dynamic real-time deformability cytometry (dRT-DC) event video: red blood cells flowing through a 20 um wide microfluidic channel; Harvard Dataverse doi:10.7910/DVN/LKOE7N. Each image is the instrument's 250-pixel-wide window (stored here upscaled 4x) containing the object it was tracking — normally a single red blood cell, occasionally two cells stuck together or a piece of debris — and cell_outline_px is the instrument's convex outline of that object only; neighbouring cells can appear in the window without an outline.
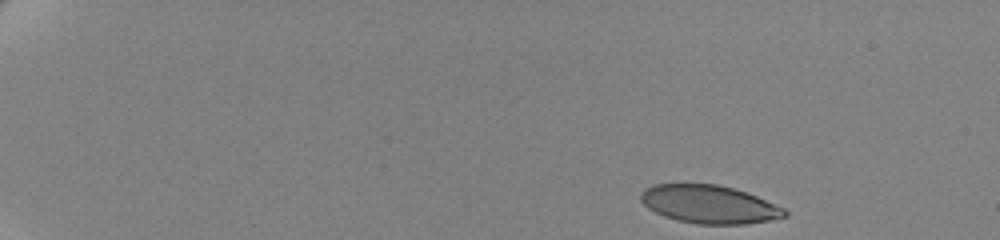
{"species": "human", "species_latin": "Homo sapiens", "temperature_condition": "cold", "stored_images_in_passage": 53, "camera_frame_rate_fps": 3000, "um_per_image_px": 0.085, "donor": {"sex": "female"}, "frame": {"image": 1, "passage_image": 1, "time_ms": 0.0, "image_size_px": [1000, 240], "cell_outline_px": [[788, 216], [772, 220], [744, 224], [700, 224], [676, 220], [664, 216], [648, 208], [640, 200], [640, 192], [644, 188], [656, 184], [716, 184], [732, 188], [756, 196], [784, 208], [788, 212]], "centroid_in_image_um": [60.27, 17.37], "position_along_channel_um": 24.7, "area_um2": 31.91}}
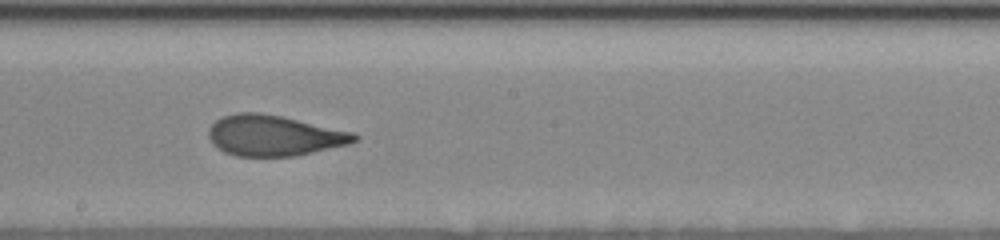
{"frame": {"image": 2, "passage_image": 30, "time_ms": 9.667, "image_size_px": [1000, 240], "cell_outline_px": [[360, 140], [348, 144], [296, 156], [236, 156], [224, 152], [216, 148], [208, 136], [208, 128], [216, 120], [224, 116], [236, 112], [260, 112], [280, 116], [356, 132], [360, 136]], "centroid_in_image_um": [23.31, 11.52], "position_along_channel_um": 224.9, "area_um2": 34.8}}
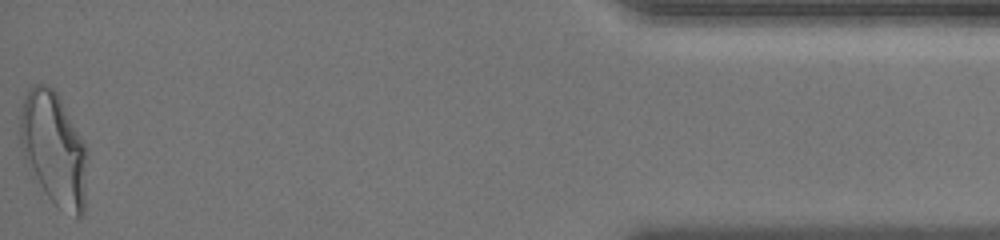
{"frame": {"image": 3, "passage_image": 53, "time_ms": 17.333, "image_size_px": [1000, 240], "cell_outline_px": [[88, 156], [84, 212], [76, 220], [56, 208], [32, 180], [24, 160], [20, 144], [20, 116], [24, 96], [28, 88], [36, 84], [44, 84], [52, 88], [56, 92], [84, 144]], "centroid_in_image_um": [4.55, 12.77], "position_along_channel_um": 430.6, "area_um2": 45.26}, "authors_computed_cell_mechanics": {"area_um2": 34.391, "velocity_mm_per_s": 3.4847, "shape_relaxation_time_tau1_ms": 5.14, "shape_relaxation_time_tau2_ms": 0.9055, "deformation_change_tau1": 0.1743, "deformation_change_tau2": 0.0623}}